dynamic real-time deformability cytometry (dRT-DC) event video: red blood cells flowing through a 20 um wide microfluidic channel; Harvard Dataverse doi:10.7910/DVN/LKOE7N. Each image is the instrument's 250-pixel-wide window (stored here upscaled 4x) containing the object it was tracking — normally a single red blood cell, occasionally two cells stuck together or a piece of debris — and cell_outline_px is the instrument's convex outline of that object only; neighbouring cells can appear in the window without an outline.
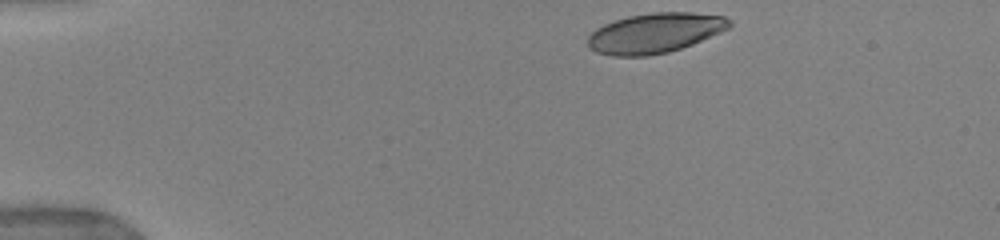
{"species": "human", "species_latin": "Homo sapiens", "temperature_condition": "warm", "stored_images_in_passage": 47, "camera_frame_rate_fps": 3000, "um_per_image_px": 0.085, "donor": {"sex": "female"}, "frame": {"image": 1, "passage_image": 1, "time_ms": 0.0, "image_size_px": [1000, 240], "cell_outline_px": [[732, 24], [728, 28], [720, 32], [692, 44], [668, 52], [648, 56], [612, 56], [596, 52], [588, 48], [588, 36], [596, 28], [604, 24], [628, 16], [652, 12], [692, 12], [724, 16], [732, 20]], "centroid_in_image_um": [55.66, 2.8], "position_along_channel_um": 29.3, "area_um2": 33.0}}
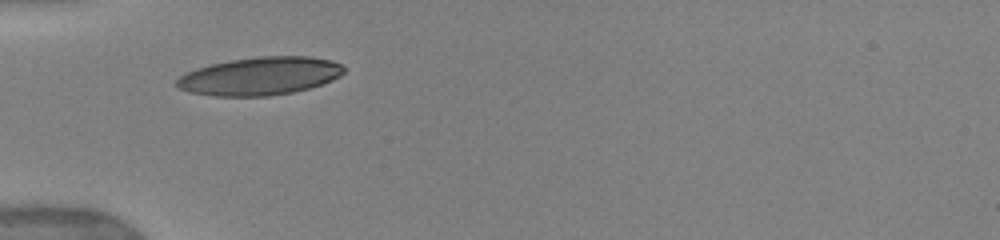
{"frame": {"image": 2, "passage_image": 14, "time_ms": 2.667, "image_size_px": [1000, 240], "cell_outline_px": [[344, 72], [340, 76], [332, 80], [308, 88], [292, 92], [268, 96], [216, 96], [192, 92], [180, 88], [176, 84], [176, 80], [180, 76], [196, 68], [212, 64], [232, 60], [260, 56], [308, 56], [332, 60], [340, 64], [344, 68]], "centroid_in_image_um": [22.12, 6.46], "position_along_channel_um": 62.9, "area_um2": 36.7}}